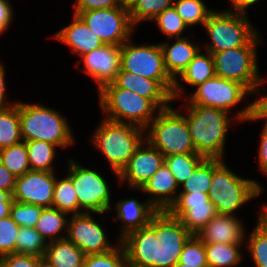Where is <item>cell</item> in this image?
Returning <instances> with one entry per match:
<instances>
[{"label": "cell", "instance_id": "cell-1", "mask_svg": "<svg viewBox=\"0 0 267 267\" xmlns=\"http://www.w3.org/2000/svg\"><path fill=\"white\" fill-rule=\"evenodd\" d=\"M187 105L186 120L196 153L205 158L223 160L225 137L230 125L229 113L209 106Z\"/></svg>", "mask_w": 267, "mask_h": 267}, {"label": "cell", "instance_id": "cell-2", "mask_svg": "<svg viewBox=\"0 0 267 267\" xmlns=\"http://www.w3.org/2000/svg\"><path fill=\"white\" fill-rule=\"evenodd\" d=\"M144 131L139 126L105 118L94 132V145L105 155L117 177L145 140Z\"/></svg>", "mask_w": 267, "mask_h": 267}, {"label": "cell", "instance_id": "cell-3", "mask_svg": "<svg viewBox=\"0 0 267 267\" xmlns=\"http://www.w3.org/2000/svg\"><path fill=\"white\" fill-rule=\"evenodd\" d=\"M222 159L213 158V176L209 188V200L217 214L233 215L244 203L260 195L258 182L243 179L230 171Z\"/></svg>", "mask_w": 267, "mask_h": 267}, {"label": "cell", "instance_id": "cell-4", "mask_svg": "<svg viewBox=\"0 0 267 267\" xmlns=\"http://www.w3.org/2000/svg\"><path fill=\"white\" fill-rule=\"evenodd\" d=\"M22 139L46 141L57 147H68L74 141L66 120L57 111L43 105L19 102Z\"/></svg>", "mask_w": 267, "mask_h": 267}, {"label": "cell", "instance_id": "cell-5", "mask_svg": "<svg viewBox=\"0 0 267 267\" xmlns=\"http://www.w3.org/2000/svg\"><path fill=\"white\" fill-rule=\"evenodd\" d=\"M99 91L100 106L106 114V119L133 124L147 131L148 125L155 118L153 111L158 109L150 99L119 88L113 82L106 84Z\"/></svg>", "mask_w": 267, "mask_h": 267}, {"label": "cell", "instance_id": "cell-6", "mask_svg": "<svg viewBox=\"0 0 267 267\" xmlns=\"http://www.w3.org/2000/svg\"><path fill=\"white\" fill-rule=\"evenodd\" d=\"M146 141L164 157L175 154H198L192 141L186 116L172 107L159 110L149 124Z\"/></svg>", "mask_w": 267, "mask_h": 267}, {"label": "cell", "instance_id": "cell-7", "mask_svg": "<svg viewBox=\"0 0 267 267\" xmlns=\"http://www.w3.org/2000/svg\"><path fill=\"white\" fill-rule=\"evenodd\" d=\"M258 38L257 33L244 46L212 54L216 76L241 83L250 92V95L258 92L259 86L262 85L256 63Z\"/></svg>", "mask_w": 267, "mask_h": 267}, {"label": "cell", "instance_id": "cell-8", "mask_svg": "<svg viewBox=\"0 0 267 267\" xmlns=\"http://www.w3.org/2000/svg\"><path fill=\"white\" fill-rule=\"evenodd\" d=\"M204 27L211 38L206 51L211 54L244 46L258 33L245 14L232 10L219 13L212 11Z\"/></svg>", "mask_w": 267, "mask_h": 267}, {"label": "cell", "instance_id": "cell-9", "mask_svg": "<svg viewBox=\"0 0 267 267\" xmlns=\"http://www.w3.org/2000/svg\"><path fill=\"white\" fill-rule=\"evenodd\" d=\"M128 41L121 45L120 68L158 81L172 95L174 80L166 72L160 44L137 46Z\"/></svg>", "mask_w": 267, "mask_h": 267}, {"label": "cell", "instance_id": "cell-10", "mask_svg": "<svg viewBox=\"0 0 267 267\" xmlns=\"http://www.w3.org/2000/svg\"><path fill=\"white\" fill-rule=\"evenodd\" d=\"M74 14L78 15L104 44L121 46L129 40L132 31L135 30L125 2L115 8L88 10Z\"/></svg>", "mask_w": 267, "mask_h": 267}, {"label": "cell", "instance_id": "cell-11", "mask_svg": "<svg viewBox=\"0 0 267 267\" xmlns=\"http://www.w3.org/2000/svg\"><path fill=\"white\" fill-rule=\"evenodd\" d=\"M67 174L73 183L78 197V214L84 208L87 213H104L111 210L110 192L106 180L97 171L82 167L76 161L69 160Z\"/></svg>", "mask_w": 267, "mask_h": 267}, {"label": "cell", "instance_id": "cell-12", "mask_svg": "<svg viewBox=\"0 0 267 267\" xmlns=\"http://www.w3.org/2000/svg\"><path fill=\"white\" fill-rule=\"evenodd\" d=\"M192 234L168 210L156 212V237L158 245V267H173L180 258L184 244Z\"/></svg>", "mask_w": 267, "mask_h": 267}, {"label": "cell", "instance_id": "cell-13", "mask_svg": "<svg viewBox=\"0 0 267 267\" xmlns=\"http://www.w3.org/2000/svg\"><path fill=\"white\" fill-rule=\"evenodd\" d=\"M196 87L198 88L189 98L188 104L219 108L228 113L231 107L250 94L241 83L216 75Z\"/></svg>", "mask_w": 267, "mask_h": 267}, {"label": "cell", "instance_id": "cell-14", "mask_svg": "<svg viewBox=\"0 0 267 267\" xmlns=\"http://www.w3.org/2000/svg\"><path fill=\"white\" fill-rule=\"evenodd\" d=\"M128 261V267H158L156 237V213L148 226L131 231L120 239Z\"/></svg>", "mask_w": 267, "mask_h": 267}, {"label": "cell", "instance_id": "cell-15", "mask_svg": "<svg viewBox=\"0 0 267 267\" xmlns=\"http://www.w3.org/2000/svg\"><path fill=\"white\" fill-rule=\"evenodd\" d=\"M176 202L168 210L192 235H197L216 215L214 204L206 193H177Z\"/></svg>", "mask_w": 267, "mask_h": 267}, {"label": "cell", "instance_id": "cell-16", "mask_svg": "<svg viewBox=\"0 0 267 267\" xmlns=\"http://www.w3.org/2000/svg\"><path fill=\"white\" fill-rule=\"evenodd\" d=\"M66 228L67 239L85 255L102 254L115 248L107 241L104 230L89 212L73 215Z\"/></svg>", "mask_w": 267, "mask_h": 267}, {"label": "cell", "instance_id": "cell-17", "mask_svg": "<svg viewBox=\"0 0 267 267\" xmlns=\"http://www.w3.org/2000/svg\"><path fill=\"white\" fill-rule=\"evenodd\" d=\"M54 172L30 170L16 178L14 201L52 208L56 177Z\"/></svg>", "mask_w": 267, "mask_h": 267}, {"label": "cell", "instance_id": "cell-18", "mask_svg": "<svg viewBox=\"0 0 267 267\" xmlns=\"http://www.w3.org/2000/svg\"><path fill=\"white\" fill-rule=\"evenodd\" d=\"M145 142L148 143L146 147ZM164 158L154 146L143 140L118 178L121 182L128 181L132 188L140 189L164 165Z\"/></svg>", "mask_w": 267, "mask_h": 267}, {"label": "cell", "instance_id": "cell-19", "mask_svg": "<svg viewBox=\"0 0 267 267\" xmlns=\"http://www.w3.org/2000/svg\"><path fill=\"white\" fill-rule=\"evenodd\" d=\"M81 57L85 73L95 79L100 90L106 84L112 83L120 71L121 46L103 44Z\"/></svg>", "mask_w": 267, "mask_h": 267}, {"label": "cell", "instance_id": "cell-20", "mask_svg": "<svg viewBox=\"0 0 267 267\" xmlns=\"http://www.w3.org/2000/svg\"><path fill=\"white\" fill-rule=\"evenodd\" d=\"M163 52L164 66L166 72L174 80L172 98L180 97L183 89L178 83L177 75L188 66L190 61L201 51L199 44L197 46L187 39V37L177 38V41L169 47L168 43H160Z\"/></svg>", "mask_w": 267, "mask_h": 267}, {"label": "cell", "instance_id": "cell-21", "mask_svg": "<svg viewBox=\"0 0 267 267\" xmlns=\"http://www.w3.org/2000/svg\"><path fill=\"white\" fill-rule=\"evenodd\" d=\"M113 83L119 88L150 99L159 108L158 111L170 107L168 103L173 100L172 95L158 81L123 71L121 68Z\"/></svg>", "mask_w": 267, "mask_h": 267}, {"label": "cell", "instance_id": "cell-22", "mask_svg": "<svg viewBox=\"0 0 267 267\" xmlns=\"http://www.w3.org/2000/svg\"><path fill=\"white\" fill-rule=\"evenodd\" d=\"M244 227L235 215L217 214L196 236L204 243L243 244Z\"/></svg>", "mask_w": 267, "mask_h": 267}, {"label": "cell", "instance_id": "cell-23", "mask_svg": "<svg viewBox=\"0 0 267 267\" xmlns=\"http://www.w3.org/2000/svg\"><path fill=\"white\" fill-rule=\"evenodd\" d=\"M178 184L165 164L138 190L153 195L148 200L158 211L169 210L176 202Z\"/></svg>", "mask_w": 267, "mask_h": 267}, {"label": "cell", "instance_id": "cell-24", "mask_svg": "<svg viewBox=\"0 0 267 267\" xmlns=\"http://www.w3.org/2000/svg\"><path fill=\"white\" fill-rule=\"evenodd\" d=\"M54 37L69 45L74 53L81 56L104 44L76 14H74L73 22L61 29Z\"/></svg>", "mask_w": 267, "mask_h": 267}, {"label": "cell", "instance_id": "cell-25", "mask_svg": "<svg viewBox=\"0 0 267 267\" xmlns=\"http://www.w3.org/2000/svg\"><path fill=\"white\" fill-rule=\"evenodd\" d=\"M146 202L140 203L135 199H125L117 202V220L121 219L123 221L120 239L131 231L149 225L152 216L158 210L149 201Z\"/></svg>", "mask_w": 267, "mask_h": 267}, {"label": "cell", "instance_id": "cell-26", "mask_svg": "<svg viewBox=\"0 0 267 267\" xmlns=\"http://www.w3.org/2000/svg\"><path fill=\"white\" fill-rule=\"evenodd\" d=\"M83 251L67 238L47 243L43 259L53 267H83Z\"/></svg>", "mask_w": 267, "mask_h": 267}, {"label": "cell", "instance_id": "cell-27", "mask_svg": "<svg viewBox=\"0 0 267 267\" xmlns=\"http://www.w3.org/2000/svg\"><path fill=\"white\" fill-rule=\"evenodd\" d=\"M19 103L0 109V150L22 141Z\"/></svg>", "mask_w": 267, "mask_h": 267}, {"label": "cell", "instance_id": "cell-28", "mask_svg": "<svg viewBox=\"0 0 267 267\" xmlns=\"http://www.w3.org/2000/svg\"><path fill=\"white\" fill-rule=\"evenodd\" d=\"M200 52L197 53L179 75L184 82L192 86L204 83L207 79L216 75L212 54L207 51L206 54H201Z\"/></svg>", "mask_w": 267, "mask_h": 267}, {"label": "cell", "instance_id": "cell-29", "mask_svg": "<svg viewBox=\"0 0 267 267\" xmlns=\"http://www.w3.org/2000/svg\"><path fill=\"white\" fill-rule=\"evenodd\" d=\"M64 215L67 214L53 207L44 208L34 228L45 241H47V238H49V242L66 239L67 236H58L63 228L68 227L69 219Z\"/></svg>", "mask_w": 267, "mask_h": 267}, {"label": "cell", "instance_id": "cell-30", "mask_svg": "<svg viewBox=\"0 0 267 267\" xmlns=\"http://www.w3.org/2000/svg\"><path fill=\"white\" fill-rule=\"evenodd\" d=\"M240 244H205L208 267H230L241 262L242 253L238 250Z\"/></svg>", "mask_w": 267, "mask_h": 267}, {"label": "cell", "instance_id": "cell-31", "mask_svg": "<svg viewBox=\"0 0 267 267\" xmlns=\"http://www.w3.org/2000/svg\"><path fill=\"white\" fill-rule=\"evenodd\" d=\"M28 151L30 170L53 172V159L56 154V145L46 141L25 142Z\"/></svg>", "mask_w": 267, "mask_h": 267}, {"label": "cell", "instance_id": "cell-32", "mask_svg": "<svg viewBox=\"0 0 267 267\" xmlns=\"http://www.w3.org/2000/svg\"><path fill=\"white\" fill-rule=\"evenodd\" d=\"M174 0H129L127 2L131 23L154 20L166 8L173 6Z\"/></svg>", "mask_w": 267, "mask_h": 267}, {"label": "cell", "instance_id": "cell-33", "mask_svg": "<svg viewBox=\"0 0 267 267\" xmlns=\"http://www.w3.org/2000/svg\"><path fill=\"white\" fill-rule=\"evenodd\" d=\"M205 159L200 154H175L164 158L165 166L176 179L178 186L183 185L195 168Z\"/></svg>", "mask_w": 267, "mask_h": 267}, {"label": "cell", "instance_id": "cell-34", "mask_svg": "<svg viewBox=\"0 0 267 267\" xmlns=\"http://www.w3.org/2000/svg\"><path fill=\"white\" fill-rule=\"evenodd\" d=\"M0 162L15 178L30 171L25 141L0 150Z\"/></svg>", "mask_w": 267, "mask_h": 267}, {"label": "cell", "instance_id": "cell-35", "mask_svg": "<svg viewBox=\"0 0 267 267\" xmlns=\"http://www.w3.org/2000/svg\"><path fill=\"white\" fill-rule=\"evenodd\" d=\"M52 207L66 214H78L77 193L68 175L62 180H55Z\"/></svg>", "mask_w": 267, "mask_h": 267}, {"label": "cell", "instance_id": "cell-36", "mask_svg": "<svg viewBox=\"0 0 267 267\" xmlns=\"http://www.w3.org/2000/svg\"><path fill=\"white\" fill-rule=\"evenodd\" d=\"M213 176V158H205L193 171L192 176L183 184L179 193H209Z\"/></svg>", "mask_w": 267, "mask_h": 267}, {"label": "cell", "instance_id": "cell-37", "mask_svg": "<svg viewBox=\"0 0 267 267\" xmlns=\"http://www.w3.org/2000/svg\"><path fill=\"white\" fill-rule=\"evenodd\" d=\"M47 243L35 228L20 227L16 240V253L43 258Z\"/></svg>", "mask_w": 267, "mask_h": 267}, {"label": "cell", "instance_id": "cell-38", "mask_svg": "<svg viewBox=\"0 0 267 267\" xmlns=\"http://www.w3.org/2000/svg\"><path fill=\"white\" fill-rule=\"evenodd\" d=\"M173 7L188 27L196 24L204 26L209 14L213 11L206 8L202 0H175Z\"/></svg>", "mask_w": 267, "mask_h": 267}, {"label": "cell", "instance_id": "cell-39", "mask_svg": "<svg viewBox=\"0 0 267 267\" xmlns=\"http://www.w3.org/2000/svg\"><path fill=\"white\" fill-rule=\"evenodd\" d=\"M83 267H128V261L121 244L106 253L86 255Z\"/></svg>", "mask_w": 267, "mask_h": 267}, {"label": "cell", "instance_id": "cell-40", "mask_svg": "<svg viewBox=\"0 0 267 267\" xmlns=\"http://www.w3.org/2000/svg\"><path fill=\"white\" fill-rule=\"evenodd\" d=\"M248 250L256 267H267V230L257 222L249 235Z\"/></svg>", "mask_w": 267, "mask_h": 267}, {"label": "cell", "instance_id": "cell-41", "mask_svg": "<svg viewBox=\"0 0 267 267\" xmlns=\"http://www.w3.org/2000/svg\"><path fill=\"white\" fill-rule=\"evenodd\" d=\"M179 262L190 267H208L205 244L196 235L184 244Z\"/></svg>", "mask_w": 267, "mask_h": 267}, {"label": "cell", "instance_id": "cell-42", "mask_svg": "<svg viewBox=\"0 0 267 267\" xmlns=\"http://www.w3.org/2000/svg\"><path fill=\"white\" fill-rule=\"evenodd\" d=\"M44 207L13 201L10 217L20 227L34 228Z\"/></svg>", "mask_w": 267, "mask_h": 267}, {"label": "cell", "instance_id": "cell-43", "mask_svg": "<svg viewBox=\"0 0 267 267\" xmlns=\"http://www.w3.org/2000/svg\"><path fill=\"white\" fill-rule=\"evenodd\" d=\"M154 20L169 39L173 36H176V39L182 38L180 37L182 32L188 27L173 6L166 8Z\"/></svg>", "mask_w": 267, "mask_h": 267}, {"label": "cell", "instance_id": "cell-44", "mask_svg": "<svg viewBox=\"0 0 267 267\" xmlns=\"http://www.w3.org/2000/svg\"><path fill=\"white\" fill-rule=\"evenodd\" d=\"M20 226L13 219H0V257L16 253V240Z\"/></svg>", "mask_w": 267, "mask_h": 267}, {"label": "cell", "instance_id": "cell-45", "mask_svg": "<svg viewBox=\"0 0 267 267\" xmlns=\"http://www.w3.org/2000/svg\"><path fill=\"white\" fill-rule=\"evenodd\" d=\"M236 118L241 121L266 119L265 124H267V96H261L253 103L251 102L248 107L237 114Z\"/></svg>", "mask_w": 267, "mask_h": 267}, {"label": "cell", "instance_id": "cell-46", "mask_svg": "<svg viewBox=\"0 0 267 267\" xmlns=\"http://www.w3.org/2000/svg\"><path fill=\"white\" fill-rule=\"evenodd\" d=\"M43 258L13 253L0 257V267H38V264Z\"/></svg>", "mask_w": 267, "mask_h": 267}, {"label": "cell", "instance_id": "cell-47", "mask_svg": "<svg viewBox=\"0 0 267 267\" xmlns=\"http://www.w3.org/2000/svg\"><path fill=\"white\" fill-rule=\"evenodd\" d=\"M124 0H77L74 3V13H81L88 10L115 8L121 6Z\"/></svg>", "mask_w": 267, "mask_h": 267}, {"label": "cell", "instance_id": "cell-48", "mask_svg": "<svg viewBox=\"0 0 267 267\" xmlns=\"http://www.w3.org/2000/svg\"><path fill=\"white\" fill-rule=\"evenodd\" d=\"M15 176L0 162V192L12 195L15 188Z\"/></svg>", "mask_w": 267, "mask_h": 267}, {"label": "cell", "instance_id": "cell-49", "mask_svg": "<svg viewBox=\"0 0 267 267\" xmlns=\"http://www.w3.org/2000/svg\"><path fill=\"white\" fill-rule=\"evenodd\" d=\"M12 7L8 0H0V34H2L13 21Z\"/></svg>", "mask_w": 267, "mask_h": 267}, {"label": "cell", "instance_id": "cell-50", "mask_svg": "<svg viewBox=\"0 0 267 267\" xmlns=\"http://www.w3.org/2000/svg\"><path fill=\"white\" fill-rule=\"evenodd\" d=\"M259 146V167L262 172L267 175V124H265L262 133L260 135Z\"/></svg>", "mask_w": 267, "mask_h": 267}, {"label": "cell", "instance_id": "cell-51", "mask_svg": "<svg viewBox=\"0 0 267 267\" xmlns=\"http://www.w3.org/2000/svg\"><path fill=\"white\" fill-rule=\"evenodd\" d=\"M13 201L12 195L0 192V219L10 216Z\"/></svg>", "mask_w": 267, "mask_h": 267}, {"label": "cell", "instance_id": "cell-52", "mask_svg": "<svg viewBox=\"0 0 267 267\" xmlns=\"http://www.w3.org/2000/svg\"><path fill=\"white\" fill-rule=\"evenodd\" d=\"M233 4V11L236 13L245 14V10L248 6L253 5L259 0H231Z\"/></svg>", "mask_w": 267, "mask_h": 267}, {"label": "cell", "instance_id": "cell-53", "mask_svg": "<svg viewBox=\"0 0 267 267\" xmlns=\"http://www.w3.org/2000/svg\"><path fill=\"white\" fill-rule=\"evenodd\" d=\"M5 69L2 64H0V109L8 107L6 105V99H5Z\"/></svg>", "mask_w": 267, "mask_h": 267}, {"label": "cell", "instance_id": "cell-54", "mask_svg": "<svg viewBox=\"0 0 267 267\" xmlns=\"http://www.w3.org/2000/svg\"><path fill=\"white\" fill-rule=\"evenodd\" d=\"M258 222L267 230V205L263 206V212L260 213Z\"/></svg>", "mask_w": 267, "mask_h": 267}, {"label": "cell", "instance_id": "cell-55", "mask_svg": "<svg viewBox=\"0 0 267 267\" xmlns=\"http://www.w3.org/2000/svg\"><path fill=\"white\" fill-rule=\"evenodd\" d=\"M38 267H53L50 263H48L45 259H42L38 264Z\"/></svg>", "mask_w": 267, "mask_h": 267}, {"label": "cell", "instance_id": "cell-56", "mask_svg": "<svg viewBox=\"0 0 267 267\" xmlns=\"http://www.w3.org/2000/svg\"><path fill=\"white\" fill-rule=\"evenodd\" d=\"M173 267H190V266H187L186 264L180 263L178 261Z\"/></svg>", "mask_w": 267, "mask_h": 267}]
</instances>
